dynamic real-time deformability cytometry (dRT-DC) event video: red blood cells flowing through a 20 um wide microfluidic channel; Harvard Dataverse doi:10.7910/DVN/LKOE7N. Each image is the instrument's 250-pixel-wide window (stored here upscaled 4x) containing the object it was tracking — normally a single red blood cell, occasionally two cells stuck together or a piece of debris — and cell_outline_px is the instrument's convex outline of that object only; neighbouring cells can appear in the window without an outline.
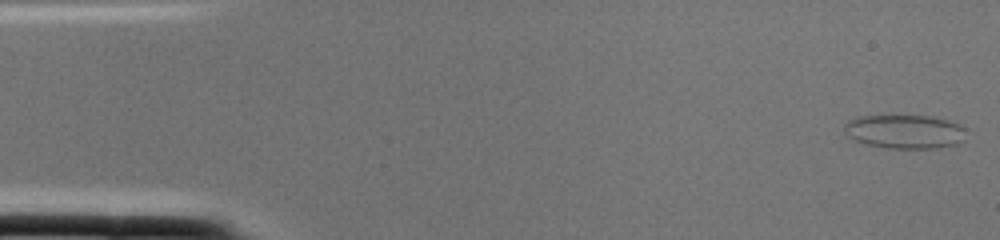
{"species": "common noctule bat (a hibernating species)", "species_latin": "Nyctalus noctula", "temperature_condition": "cold", "stored_images_in_passage": 2, "camera_frame_rate_fps": 3000, "um_per_image_px": 0.085, "animal": {"sex": "female", "body_mass_g": 22.0, "forearm_length_mm": 56.7}, "frame": {"image": 1, "passage_image": 1, "time_ms": 0.0, "image_size_px": [1000, 240], "cell_outline_px": [[964, 140], [956, 144], [936, 148], [888, 148], [868, 144], [856, 140], [848, 136], [844, 132], [844, 124], [848, 120], [856, 116], [928, 116], [944, 120], [956, 124], [964, 128]], "centroid_in_image_um": [76.85, 11.19], "position_along_channel_um": 8.1, "area_um2": 23.7}}
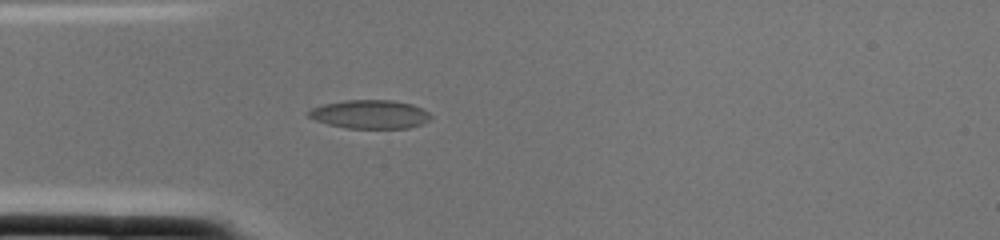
{"frame": {"image": 2, "passage_image": 2, "time_ms": 0.333, "image_size_px": [1000, 240], "cell_outline_px": [[432, 120], [424, 124], [408, 128], [348, 128], [328, 124], [316, 120], [308, 116], [308, 112], [312, 108], [324, 104], [344, 100], [392, 100], [412, 104], [428, 112], [432, 116]], "centroid_in_image_um": [31.5, 9.72], "position_along_channel_um": 53.5, "area_um2": 20.4}}